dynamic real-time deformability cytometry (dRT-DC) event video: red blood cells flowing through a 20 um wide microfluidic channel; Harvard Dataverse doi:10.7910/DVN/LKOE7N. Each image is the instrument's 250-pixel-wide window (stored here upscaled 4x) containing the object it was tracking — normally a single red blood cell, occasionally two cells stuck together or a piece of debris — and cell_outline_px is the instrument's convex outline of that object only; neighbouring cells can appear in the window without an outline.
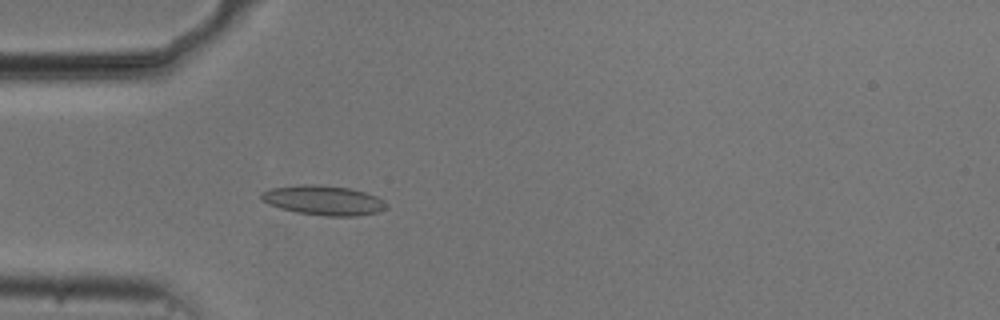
{"species": "common noctule bat (a hibernating species)", "species_latin": "Nyctalus noctula", "temperature_condition": "cold", "stored_images_in_passage": 35, "camera_frame_rate_fps": 3000, "um_per_image_px": 0.085, "animal": {"sex": "male", "body_mass_g": 20.5, "forearm_length_mm": 52.5}, "frame": {"image": 1, "passage_image": 5, "time_ms": 1.333, "image_size_px": [1000, 320], "cell_outline_px": [[388, 208], [380, 212], [360, 216], [324, 216], [296, 212], [280, 208], [268, 204], [260, 200], [260, 192], [272, 188], [300, 184], [312, 184], [352, 188], [376, 196], [384, 200]], "centroid_in_image_um": [27.5, 17.03], "position_along_channel_um": 57.5, "area_um2": 21.91}}
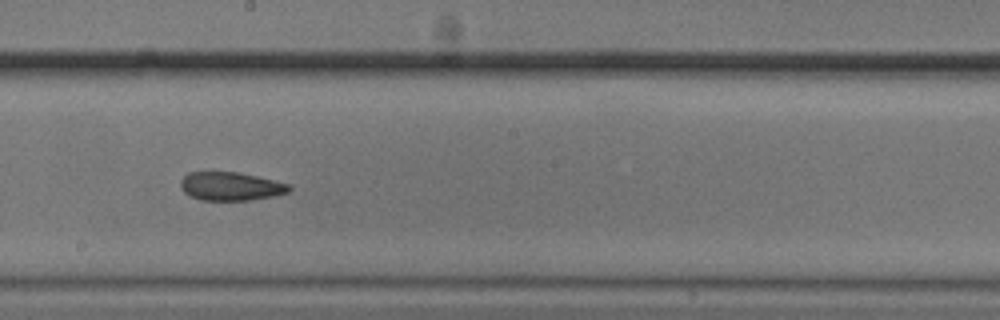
{"frame": {"image": 2, "passage_image": 19, "time_ms": 6.0, "image_size_px": [1000, 320], "cell_outline_px": [[292, 188], [288, 192], [276, 196], [252, 200], [200, 200], [184, 192], [180, 188], [180, 180], [188, 172], [240, 172], [292, 184]], "centroid_in_image_um": [19.65, 15.83], "position_along_channel_um": 228.6, "area_um2": 18.26}}
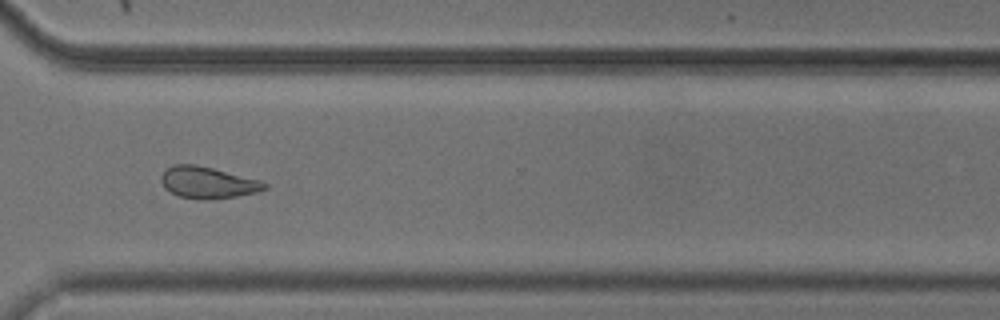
{"frame": {"image": 3, "passage_image": 29, "time_ms": 9.333, "image_size_px": [1000, 320], "cell_outline_px": [[268, 188], [256, 192], [236, 196], [204, 200], [200, 200], [180, 196], [164, 188], [160, 180], [160, 176], [172, 164], [196, 164], [260, 180], [268, 184]], "centroid_in_image_um": [17.65, 15.51], "position_along_channel_um": 353.0, "area_um2": 18.96}, "authors_computed_cell_mechanics": {"area_um2": 18.9006, "velocity_mm_per_s": 3.7427, "shape_relaxation_time_tau1_ms": null, "shape_relaxation_time_tau2_ms": 3.1309, "deformation_change_tau1": null, "deformation_change_tau2": 0.0885}}